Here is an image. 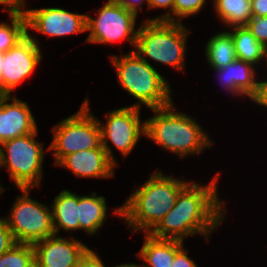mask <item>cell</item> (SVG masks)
<instances>
[{"instance_id":"cell-1","label":"cell","mask_w":267,"mask_h":267,"mask_svg":"<svg viewBox=\"0 0 267 267\" xmlns=\"http://www.w3.org/2000/svg\"><path fill=\"white\" fill-rule=\"evenodd\" d=\"M215 175L205 186L189 182L179 193L174 207L149 232L154 238L184 242L199 234L206 240L223 222L227 212L225 202L219 198L218 179Z\"/></svg>"},{"instance_id":"cell-2","label":"cell","mask_w":267,"mask_h":267,"mask_svg":"<svg viewBox=\"0 0 267 267\" xmlns=\"http://www.w3.org/2000/svg\"><path fill=\"white\" fill-rule=\"evenodd\" d=\"M189 183L157 170L114 210L133 233H149L174 207L180 191Z\"/></svg>"},{"instance_id":"cell-3","label":"cell","mask_w":267,"mask_h":267,"mask_svg":"<svg viewBox=\"0 0 267 267\" xmlns=\"http://www.w3.org/2000/svg\"><path fill=\"white\" fill-rule=\"evenodd\" d=\"M174 105L150 109L155 115L144 120L145 137L181 159L210 149L214 143L207 132L192 116L175 111Z\"/></svg>"},{"instance_id":"cell-4","label":"cell","mask_w":267,"mask_h":267,"mask_svg":"<svg viewBox=\"0 0 267 267\" xmlns=\"http://www.w3.org/2000/svg\"><path fill=\"white\" fill-rule=\"evenodd\" d=\"M109 58L116 69L120 87L137 99L132 106L141 108L143 104L151 109L173 103L169 81L135 51Z\"/></svg>"},{"instance_id":"cell-5","label":"cell","mask_w":267,"mask_h":267,"mask_svg":"<svg viewBox=\"0 0 267 267\" xmlns=\"http://www.w3.org/2000/svg\"><path fill=\"white\" fill-rule=\"evenodd\" d=\"M188 34L182 22L145 20L138 27L133 51L149 64L148 59L184 71Z\"/></svg>"},{"instance_id":"cell-6","label":"cell","mask_w":267,"mask_h":267,"mask_svg":"<svg viewBox=\"0 0 267 267\" xmlns=\"http://www.w3.org/2000/svg\"><path fill=\"white\" fill-rule=\"evenodd\" d=\"M38 129L1 144L0 167L9 171L10 179L20 188L40 187L45 151L44 144L36 141Z\"/></svg>"},{"instance_id":"cell-7","label":"cell","mask_w":267,"mask_h":267,"mask_svg":"<svg viewBox=\"0 0 267 267\" xmlns=\"http://www.w3.org/2000/svg\"><path fill=\"white\" fill-rule=\"evenodd\" d=\"M88 97L79 111L62 119L53 129V138L48 146L57 165L69 154L98 148L101 145V129L98 118L90 111Z\"/></svg>"},{"instance_id":"cell-8","label":"cell","mask_w":267,"mask_h":267,"mask_svg":"<svg viewBox=\"0 0 267 267\" xmlns=\"http://www.w3.org/2000/svg\"><path fill=\"white\" fill-rule=\"evenodd\" d=\"M32 188H20L10 214L3 217L17 243L35 244L55 235L52 208L29 197Z\"/></svg>"},{"instance_id":"cell-9","label":"cell","mask_w":267,"mask_h":267,"mask_svg":"<svg viewBox=\"0 0 267 267\" xmlns=\"http://www.w3.org/2000/svg\"><path fill=\"white\" fill-rule=\"evenodd\" d=\"M96 18L87 14L86 26L89 35L85 43L111 44L128 41L133 48L136 45V18L138 15L126 9L115 0H108L97 12Z\"/></svg>"},{"instance_id":"cell-10","label":"cell","mask_w":267,"mask_h":267,"mask_svg":"<svg viewBox=\"0 0 267 267\" xmlns=\"http://www.w3.org/2000/svg\"><path fill=\"white\" fill-rule=\"evenodd\" d=\"M140 113V107L130 105L107 112L105 124L98 120L101 129V145L115 165L117 163L108 143L111 142L123 157L128 156L137 145L139 138L145 137V121H141Z\"/></svg>"},{"instance_id":"cell-11","label":"cell","mask_w":267,"mask_h":267,"mask_svg":"<svg viewBox=\"0 0 267 267\" xmlns=\"http://www.w3.org/2000/svg\"><path fill=\"white\" fill-rule=\"evenodd\" d=\"M42 57L39 42L29 31L14 47L0 53L1 96L11 95V91L33 74Z\"/></svg>"},{"instance_id":"cell-12","label":"cell","mask_w":267,"mask_h":267,"mask_svg":"<svg viewBox=\"0 0 267 267\" xmlns=\"http://www.w3.org/2000/svg\"><path fill=\"white\" fill-rule=\"evenodd\" d=\"M86 18V14L59 7L27 8L26 13L27 30H35L55 38L87 32Z\"/></svg>"},{"instance_id":"cell-13","label":"cell","mask_w":267,"mask_h":267,"mask_svg":"<svg viewBox=\"0 0 267 267\" xmlns=\"http://www.w3.org/2000/svg\"><path fill=\"white\" fill-rule=\"evenodd\" d=\"M35 267H75L90 249L74 237L53 235L33 244Z\"/></svg>"},{"instance_id":"cell-14","label":"cell","mask_w":267,"mask_h":267,"mask_svg":"<svg viewBox=\"0 0 267 267\" xmlns=\"http://www.w3.org/2000/svg\"><path fill=\"white\" fill-rule=\"evenodd\" d=\"M9 100L12 101L9 103ZM29 105L16 96H0V143L36 131Z\"/></svg>"},{"instance_id":"cell-15","label":"cell","mask_w":267,"mask_h":267,"mask_svg":"<svg viewBox=\"0 0 267 267\" xmlns=\"http://www.w3.org/2000/svg\"><path fill=\"white\" fill-rule=\"evenodd\" d=\"M58 166L69 169L74 175L82 178H111L117 167L107 156L105 149L82 150L65 156Z\"/></svg>"},{"instance_id":"cell-16","label":"cell","mask_w":267,"mask_h":267,"mask_svg":"<svg viewBox=\"0 0 267 267\" xmlns=\"http://www.w3.org/2000/svg\"><path fill=\"white\" fill-rule=\"evenodd\" d=\"M253 64L236 59L220 69H213L223 88L233 96L253 99L258 93L259 81Z\"/></svg>"},{"instance_id":"cell-17","label":"cell","mask_w":267,"mask_h":267,"mask_svg":"<svg viewBox=\"0 0 267 267\" xmlns=\"http://www.w3.org/2000/svg\"><path fill=\"white\" fill-rule=\"evenodd\" d=\"M144 244L137 253L145 263L142 267H171L176 252L183 246V241L154 238L144 234Z\"/></svg>"},{"instance_id":"cell-18","label":"cell","mask_w":267,"mask_h":267,"mask_svg":"<svg viewBox=\"0 0 267 267\" xmlns=\"http://www.w3.org/2000/svg\"><path fill=\"white\" fill-rule=\"evenodd\" d=\"M52 218L55 235L61 229L70 232L80 230L78 218V195L69 190H62L53 200Z\"/></svg>"},{"instance_id":"cell-19","label":"cell","mask_w":267,"mask_h":267,"mask_svg":"<svg viewBox=\"0 0 267 267\" xmlns=\"http://www.w3.org/2000/svg\"><path fill=\"white\" fill-rule=\"evenodd\" d=\"M107 205L104 196H98L96 192L90 195H78V218L80 230L88 235L97 234L98 230L107 220Z\"/></svg>"},{"instance_id":"cell-20","label":"cell","mask_w":267,"mask_h":267,"mask_svg":"<svg viewBox=\"0 0 267 267\" xmlns=\"http://www.w3.org/2000/svg\"><path fill=\"white\" fill-rule=\"evenodd\" d=\"M232 38L236 57L239 60L259 65L267 58V48L252 35L246 26H233L228 31Z\"/></svg>"},{"instance_id":"cell-21","label":"cell","mask_w":267,"mask_h":267,"mask_svg":"<svg viewBox=\"0 0 267 267\" xmlns=\"http://www.w3.org/2000/svg\"><path fill=\"white\" fill-rule=\"evenodd\" d=\"M205 57L212 69L223 68L237 59L233 38L227 30L209 38L205 46Z\"/></svg>"},{"instance_id":"cell-22","label":"cell","mask_w":267,"mask_h":267,"mask_svg":"<svg viewBox=\"0 0 267 267\" xmlns=\"http://www.w3.org/2000/svg\"><path fill=\"white\" fill-rule=\"evenodd\" d=\"M213 6L220 21L229 28L245 26L252 18L251 0H213Z\"/></svg>"},{"instance_id":"cell-23","label":"cell","mask_w":267,"mask_h":267,"mask_svg":"<svg viewBox=\"0 0 267 267\" xmlns=\"http://www.w3.org/2000/svg\"><path fill=\"white\" fill-rule=\"evenodd\" d=\"M10 22H0V53L14 47L27 35L26 15H9Z\"/></svg>"},{"instance_id":"cell-24","label":"cell","mask_w":267,"mask_h":267,"mask_svg":"<svg viewBox=\"0 0 267 267\" xmlns=\"http://www.w3.org/2000/svg\"><path fill=\"white\" fill-rule=\"evenodd\" d=\"M0 267H35L33 245L16 243L0 256Z\"/></svg>"},{"instance_id":"cell-25","label":"cell","mask_w":267,"mask_h":267,"mask_svg":"<svg viewBox=\"0 0 267 267\" xmlns=\"http://www.w3.org/2000/svg\"><path fill=\"white\" fill-rule=\"evenodd\" d=\"M206 0H175L173 6V22L195 16L205 7Z\"/></svg>"},{"instance_id":"cell-26","label":"cell","mask_w":267,"mask_h":267,"mask_svg":"<svg viewBox=\"0 0 267 267\" xmlns=\"http://www.w3.org/2000/svg\"><path fill=\"white\" fill-rule=\"evenodd\" d=\"M245 26L259 43L267 48V16H252Z\"/></svg>"},{"instance_id":"cell-27","label":"cell","mask_w":267,"mask_h":267,"mask_svg":"<svg viewBox=\"0 0 267 267\" xmlns=\"http://www.w3.org/2000/svg\"><path fill=\"white\" fill-rule=\"evenodd\" d=\"M175 0H148V9L152 8H162L169 9L166 13L153 17L152 19L147 18L146 21H167L173 22V6Z\"/></svg>"},{"instance_id":"cell-28","label":"cell","mask_w":267,"mask_h":267,"mask_svg":"<svg viewBox=\"0 0 267 267\" xmlns=\"http://www.w3.org/2000/svg\"><path fill=\"white\" fill-rule=\"evenodd\" d=\"M16 243L11 229L5 220L0 217V256L10 250Z\"/></svg>"},{"instance_id":"cell-29","label":"cell","mask_w":267,"mask_h":267,"mask_svg":"<svg viewBox=\"0 0 267 267\" xmlns=\"http://www.w3.org/2000/svg\"><path fill=\"white\" fill-rule=\"evenodd\" d=\"M25 2V0H0V4L4 6L3 11L8 9L9 15H26L27 5Z\"/></svg>"},{"instance_id":"cell-30","label":"cell","mask_w":267,"mask_h":267,"mask_svg":"<svg viewBox=\"0 0 267 267\" xmlns=\"http://www.w3.org/2000/svg\"><path fill=\"white\" fill-rule=\"evenodd\" d=\"M75 267H105V265L101 257L93 249H89Z\"/></svg>"},{"instance_id":"cell-31","label":"cell","mask_w":267,"mask_h":267,"mask_svg":"<svg viewBox=\"0 0 267 267\" xmlns=\"http://www.w3.org/2000/svg\"><path fill=\"white\" fill-rule=\"evenodd\" d=\"M171 267H197V264L188 256V250L184 245L176 252Z\"/></svg>"},{"instance_id":"cell-32","label":"cell","mask_w":267,"mask_h":267,"mask_svg":"<svg viewBox=\"0 0 267 267\" xmlns=\"http://www.w3.org/2000/svg\"><path fill=\"white\" fill-rule=\"evenodd\" d=\"M250 101L255 102L258 106L267 108V80L259 81L258 93Z\"/></svg>"},{"instance_id":"cell-33","label":"cell","mask_w":267,"mask_h":267,"mask_svg":"<svg viewBox=\"0 0 267 267\" xmlns=\"http://www.w3.org/2000/svg\"><path fill=\"white\" fill-rule=\"evenodd\" d=\"M252 16H267V0H251Z\"/></svg>"},{"instance_id":"cell-34","label":"cell","mask_w":267,"mask_h":267,"mask_svg":"<svg viewBox=\"0 0 267 267\" xmlns=\"http://www.w3.org/2000/svg\"><path fill=\"white\" fill-rule=\"evenodd\" d=\"M118 4H121L126 9L135 12L138 15L139 9L142 10L144 2L148 3V0H115Z\"/></svg>"},{"instance_id":"cell-35","label":"cell","mask_w":267,"mask_h":267,"mask_svg":"<svg viewBox=\"0 0 267 267\" xmlns=\"http://www.w3.org/2000/svg\"><path fill=\"white\" fill-rule=\"evenodd\" d=\"M114 267H142V265H139L138 263H124L120 265H116Z\"/></svg>"},{"instance_id":"cell-36","label":"cell","mask_w":267,"mask_h":267,"mask_svg":"<svg viewBox=\"0 0 267 267\" xmlns=\"http://www.w3.org/2000/svg\"><path fill=\"white\" fill-rule=\"evenodd\" d=\"M5 191V189L2 187V185L0 184V196L2 195V193Z\"/></svg>"}]
</instances>
